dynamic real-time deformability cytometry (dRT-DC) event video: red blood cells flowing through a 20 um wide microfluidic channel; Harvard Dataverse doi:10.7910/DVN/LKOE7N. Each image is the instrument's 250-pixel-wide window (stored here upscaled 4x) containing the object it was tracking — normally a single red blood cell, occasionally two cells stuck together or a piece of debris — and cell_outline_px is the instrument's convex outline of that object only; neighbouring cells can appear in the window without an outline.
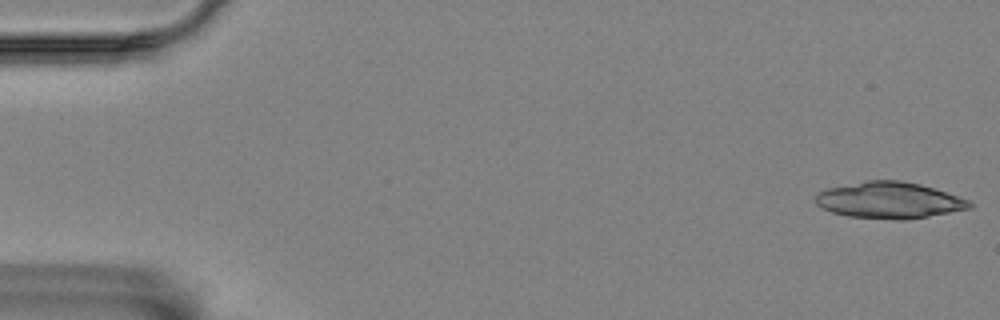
{"species": "Egyptian fruit bat (a non-hibernating species)", "species_latin": "Rousettus aegyptiacus", "temperature_condition": "room temperature", "stored_images_in_passage": 5, "camera_frame_rate_fps": 3000, "um_per_image_px": 0.085, "animal": {"sex": "female"}, "frame": {"image": 1, "passage_image": 1, "time_ms": 0.0, "image_size_px": [1000, 320], "cell_outline_px": [[972, 208], [928, 216], [904, 220], [896, 220], [848, 216], [832, 212], [816, 204], [816, 192], [828, 188], [868, 180], [900, 180], [920, 184], [968, 200], [972, 204]], "centroid_in_image_um": [75.56, 17.02], "position_along_channel_um": 9.4, "area_um2": 32.31}}